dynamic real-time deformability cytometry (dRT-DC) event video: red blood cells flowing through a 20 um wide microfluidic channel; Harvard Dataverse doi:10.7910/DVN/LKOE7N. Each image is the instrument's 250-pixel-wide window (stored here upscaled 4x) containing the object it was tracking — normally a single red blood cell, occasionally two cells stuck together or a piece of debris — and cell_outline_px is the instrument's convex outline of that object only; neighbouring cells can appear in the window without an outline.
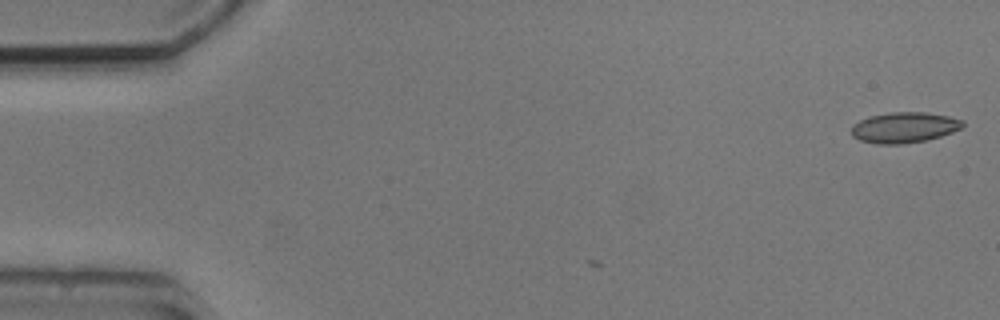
{"species": "common noctule bat (a hibernating species)", "species_latin": "Nyctalus noctula", "temperature_condition": "cold", "stored_images_in_passage": 3, "camera_frame_rate_fps": 3000, "um_per_image_px": 0.085, "animal": {"sex": "male", "body_mass_g": 20.5, "forearm_length_mm": 52.5}, "frame": {"image": 1, "passage_image": 1, "time_ms": 0.0, "image_size_px": [1000, 320], "cell_outline_px": [[964, 124], [960, 128], [952, 132], [940, 136], [924, 140], [900, 144], [876, 144], [860, 140], [852, 136], [852, 124], [868, 116], [892, 112], [924, 112], [948, 116], [964, 120]], "centroid_in_image_um": [76.83, 10.83], "position_along_channel_um": 8.2, "area_um2": 19.77}}